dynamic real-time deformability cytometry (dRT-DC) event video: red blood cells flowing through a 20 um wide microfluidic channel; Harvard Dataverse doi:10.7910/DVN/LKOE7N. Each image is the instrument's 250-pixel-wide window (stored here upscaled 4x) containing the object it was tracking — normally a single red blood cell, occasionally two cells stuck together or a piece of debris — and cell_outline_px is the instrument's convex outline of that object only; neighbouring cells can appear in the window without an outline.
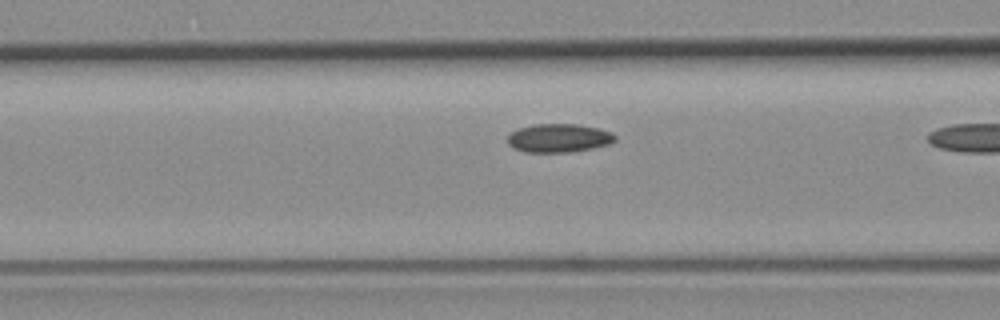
{"species": "common noctule bat (a hibernating species)", "species_latin": "Nyctalus noctula", "temperature_condition": "room temperature", "stored_images_in_passage": 19, "camera_frame_rate_fps": 3000, "um_per_image_px": 0.085, "animal": {"sex": "female", "body_mass_g": 19.3, "forearm_length_mm": 54.1}, "frame": {"image": 1, "passage_image": 18, "time_ms": 5.667, "image_size_px": [1000, 320], "cell_outline_px": [[616, 140], [608, 144], [592, 148], [572, 152], [524, 152], [512, 148], [508, 144], [508, 136], [516, 128], [536, 124], [576, 124], [600, 128], [612, 132], [616, 136]], "centroid_in_image_um": [47.49, 11.73], "position_along_channel_um": 119.1, "area_um2": 18.03}}